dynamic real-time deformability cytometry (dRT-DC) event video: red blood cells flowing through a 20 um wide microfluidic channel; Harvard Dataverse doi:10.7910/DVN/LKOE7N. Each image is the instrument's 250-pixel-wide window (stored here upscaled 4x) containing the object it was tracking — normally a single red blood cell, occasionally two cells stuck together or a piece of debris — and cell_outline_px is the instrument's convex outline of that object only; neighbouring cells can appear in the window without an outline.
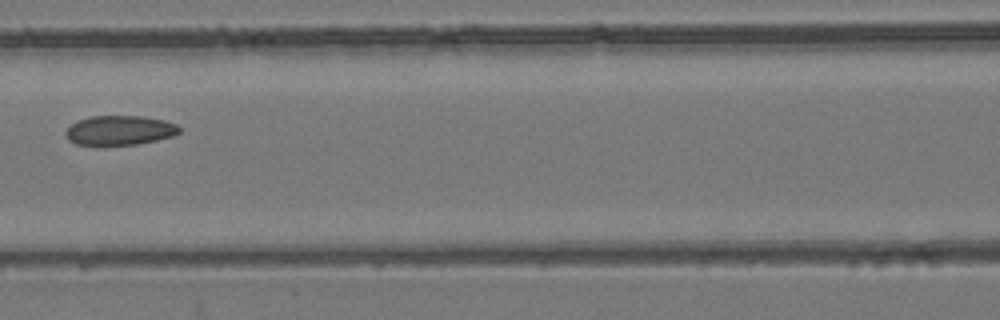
{"species": "common noctule bat (a hibernating species)", "species_latin": "Nyctalus noctula", "temperature_condition": "room temperature", "stored_images_in_passage": 3, "camera_frame_rate_fps": 3000, "um_per_image_px": 0.085, "animal": {"sex": "female", "body_mass_g": 24.6, "forearm_length_mm": 56.2}, "frame": {"image": 1, "passage_image": 3, "time_ms": 0.667, "image_size_px": [1000, 320], "cell_outline_px": [[180, 132], [172, 136], [156, 140], [136, 144], [104, 148], [76, 144], [68, 140], [64, 132], [76, 120], [88, 116], [144, 116], [164, 120], [176, 124], [180, 128]], "centroid_in_image_um": [10.11, 11.11], "position_along_channel_um": 156.5, "area_um2": 20.29}}